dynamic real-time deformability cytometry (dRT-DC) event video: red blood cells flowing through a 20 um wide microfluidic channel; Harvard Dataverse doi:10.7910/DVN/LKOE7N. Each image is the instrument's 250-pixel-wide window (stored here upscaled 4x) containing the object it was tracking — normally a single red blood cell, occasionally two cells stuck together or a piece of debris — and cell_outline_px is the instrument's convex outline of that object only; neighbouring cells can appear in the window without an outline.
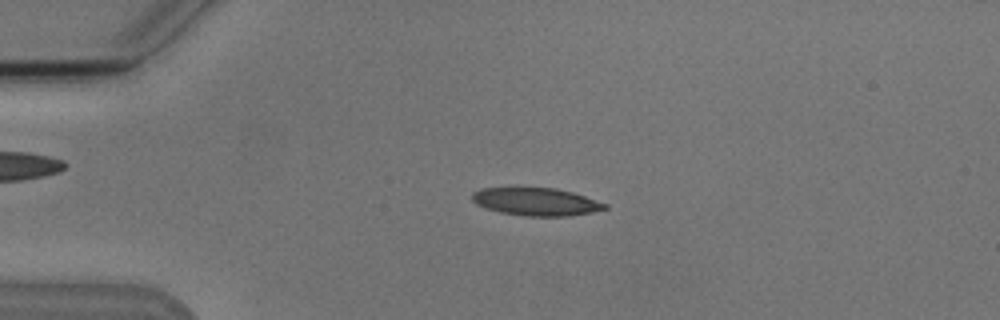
{"species": "Egyptian fruit bat (a non-hibernating species)", "species_latin": "Rousettus aegyptiacus", "temperature_condition": "cold", "stored_images_in_passage": 3, "camera_frame_rate_fps": 3000, "um_per_image_px": 0.085, "animal": {"sex": "male"}, "frame": {"image": 1, "passage_image": 1, "time_ms": 0.0, "image_size_px": [1000, 320], "cell_outline_px": [[608, 208], [592, 212], [568, 216], [524, 216], [500, 212], [484, 208], [476, 204], [472, 200], [472, 192], [480, 188], [556, 188], [572, 192], [608, 204]], "centroid_in_image_um": [45.55, 17.15], "position_along_channel_um": 39.5, "area_um2": 21.5}}